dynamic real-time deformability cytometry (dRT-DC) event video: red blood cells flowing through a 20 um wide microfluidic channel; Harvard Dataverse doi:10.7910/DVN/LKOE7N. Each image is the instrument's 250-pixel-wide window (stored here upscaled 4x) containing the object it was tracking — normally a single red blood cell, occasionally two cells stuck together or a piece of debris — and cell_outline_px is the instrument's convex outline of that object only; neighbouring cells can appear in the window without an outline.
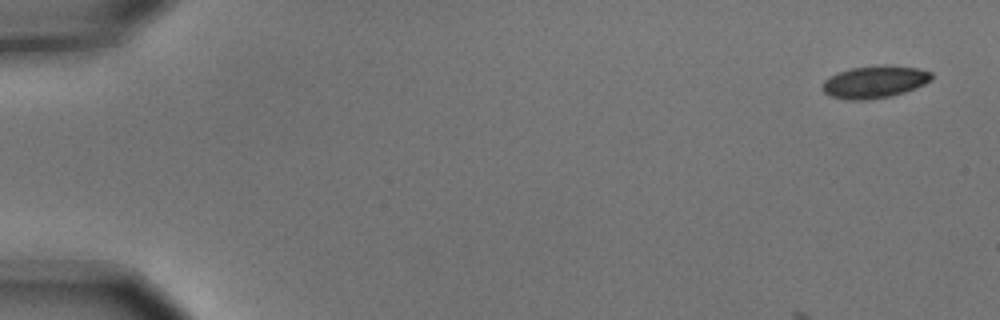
{"species": "common noctule bat (a hibernating species)", "species_latin": "Nyctalus noctula", "temperature_condition": "cold", "stored_images_in_passage": 7, "camera_frame_rate_fps": 3000, "um_per_image_px": 0.085, "animal": {"sex": "male", "body_mass_g": 15.6}, "frame": {"image": 1, "passage_image": 1, "time_ms": 0.0, "image_size_px": [1000, 320], "cell_outline_px": [[932, 80], [916, 88], [904, 92], [888, 96], [864, 100], [848, 100], [832, 96], [824, 92], [824, 80], [828, 76], [852, 68], [880, 64], [884, 64], [916, 68], [932, 72]], "centroid_in_image_um": [74.37, 6.94], "position_along_channel_um": 10.6, "area_um2": 20.4}}
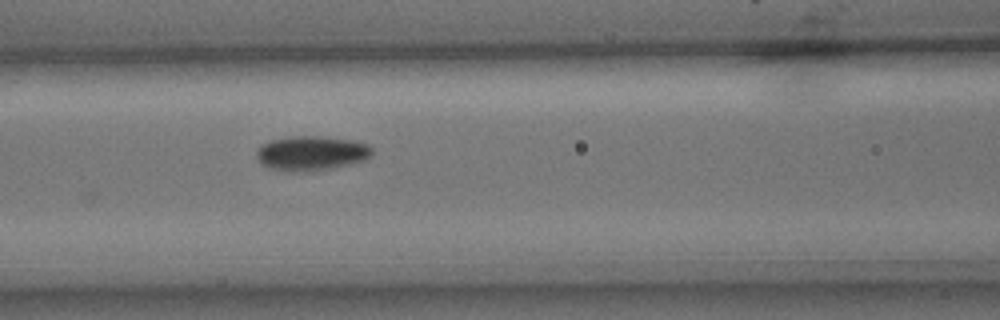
{"frame": {"image": 2, "passage_image": 7, "time_ms": 2.0, "image_size_px": [1000, 320], "cell_outline_px": [[372, 156], [364, 160], [352, 164], [336, 168], [308, 172], [288, 172], [268, 168], [256, 156], [256, 152], [260, 144], [272, 140], [292, 136], [320, 136], [348, 140], [368, 144], [372, 148]], "centroid_in_image_um": [26.47, 13.04], "position_along_channel_um": 140.1, "area_um2": 23.52}}